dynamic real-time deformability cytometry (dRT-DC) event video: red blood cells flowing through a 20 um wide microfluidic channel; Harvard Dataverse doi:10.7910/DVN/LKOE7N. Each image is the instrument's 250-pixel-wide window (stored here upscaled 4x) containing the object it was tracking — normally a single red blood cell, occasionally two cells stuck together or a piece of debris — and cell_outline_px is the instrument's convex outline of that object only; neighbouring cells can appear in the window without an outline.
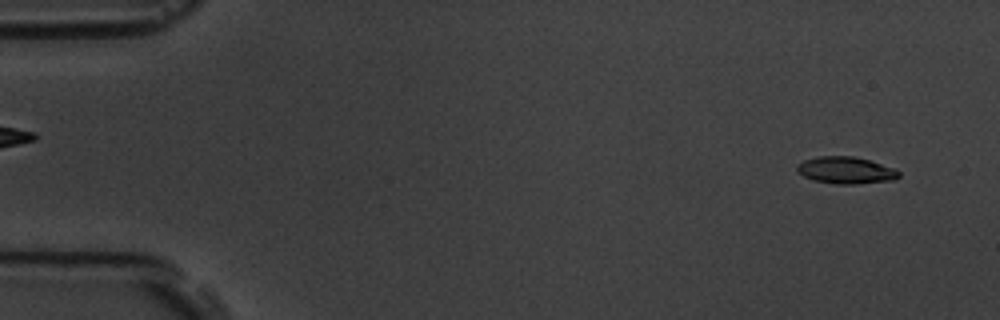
{"species": "common noctule bat (a hibernating species)", "species_latin": "Nyctalus noctula", "temperature_condition": "room temperature", "stored_images_in_passage": 4, "camera_frame_rate_fps": 3000, "um_per_image_px": 0.085, "animal": {"sex": "male", "body_mass_g": 19.5, "forearm_length_mm": 54.6}, "frame": {"image": 1, "passage_image": 1, "time_ms": 0.0, "image_size_px": [1000, 320], "cell_outline_px": [[900, 176], [896, 180], [856, 184], [836, 184], [812, 180], [796, 172], [796, 164], [804, 160], [816, 156], [852, 156], [868, 160], [896, 168], [900, 172]], "centroid_in_image_um": [71.89, 14.48], "position_along_channel_um": 13.1, "area_um2": 16.24}}
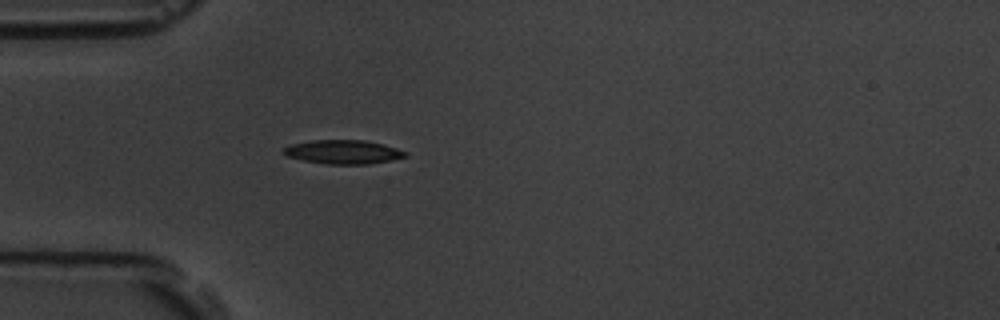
{"frame": {"image": 2, "passage_image": 4, "time_ms": 4.333, "image_size_px": [1000, 320], "cell_outline_px": [[408, 156], [392, 160], [368, 164], [328, 164], [304, 160], [288, 156], [280, 152], [284, 148], [292, 144], [312, 140], [364, 140], [396, 148], [408, 152]], "centroid_in_image_um": [29.18, 12.92], "position_along_channel_um": 55.8, "area_um2": 16.82}}